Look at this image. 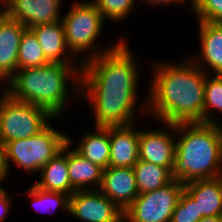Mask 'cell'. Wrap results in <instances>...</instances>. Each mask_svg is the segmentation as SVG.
<instances>
[{
    "label": "cell",
    "mask_w": 222,
    "mask_h": 222,
    "mask_svg": "<svg viewBox=\"0 0 222 222\" xmlns=\"http://www.w3.org/2000/svg\"><path fill=\"white\" fill-rule=\"evenodd\" d=\"M127 40L82 64L80 103H88L94 126H128L147 117V90L139 97L140 60Z\"/></svg>",
    "instance_id": "6da1fadb"
},
{
    "label": "cell",
    "mask_w": 222,
    "mask_h": 222,
    "mask_svg": "<svg viewBox=\"0 0 222 222\" xmlns=\"http://www.w3.org/2000/svg\"><path fill=\"white\" fill-rule=\"evenodd\" d=\"M153 60L147 91V118L164 123H204L208 75L190 58Z\"/></svg>",
    "instance_id": "7a4b0ae2"
},
{
    "label": "cell",
    "mask_w": 222,
    "mask_h": 222,
    "mask_svg": "<svg viewBox=\"0 0 222 222\" xmlns=\"http://www.w3.org/2000/svg\"><path fill=\"white\" fill-rule=\"evenodd\" d=\"M81 69L82 64L61 63L18 69L2 89L12 98L46 109L60 119L73 101L81 102Z\"/></svg>",
    "instance_id": "3957f363"
},
{
    "label": "cell",
    "mask_w": 222,
    "mask_h": 222,
    "mask_svg": "<svg viewBox=\"0 0 222 222\" xmlns=\"http://www.w3.org/2000/svg\"><path fill=\"white\" fill-rule=\"evenodd\" d=\"M222 176V125L176 124L172 179L186 184Z\"/></svg>",
    "instance_id": "277c9868"
},
{
    "label": "cell",
    "mask_w": 222,
    "mask_h": 222,
    "mask_svg": "<svg viewBox=\"0 0 222 222\" xmlns=\"http://www.w3.org/2000/svg\"><path fill=\"white\" fill-rule=\"evenodd\" d=\"M72 3L69 10L63 14L61 21L64 26L67 47L81 64L111 51L123 39H126L124 35H121L109 45L104 43L107 45L104 46L100 41L103 26L106 23L102 13L91 0H75Z\"/></svg>",
    "instance_id": "5b68a950"
},
{
    "label": "cell",
    "mask_w": 222,
    "mask_h": 222,
    "mask_svg": "<svg viewBox=\"0 0 222 222\" xmlns=\"http://www.w3.org/2000/svg\"><path fill=\"white\" fill-rule=\"evenodd\" d=\"M56 119L32 137L15 139L3 145L9 175L12 174L10 170L14 164L28 176L39 173L44 165L62 151L68 143V135L54 127L52 123Z\"/></svg>",
    "instance_id": "8992f818"
},
{
    "label": "cell",
    "mask_w": 222,
    "mask_h": 222,
    "mask_svg": "<svg viewBox=\"0 0 222 222\" xmlns=\"http://www.w3.org/2000/svg\"><path fill=\"white\" fill-rule=\"evenodd\" d=\"M0 143L26 139L43 130L55 117L46 109L12 98L0 88Z\"/></svg>",
    "instance_id": "52a82bcc"
},
{
    "label": "cell",
    "mask_w": 222,
    "mask_h": 222,
    "mask_svg": "<svg viewBox=\"0 0 222 222\" xmlns=\"http://www.w3.org/2000/svg\"><path fill=\"white\" fill-rule=\"evenodd\" d=\"M183 190L184 184L173 180L162 188L139 194L123 212V222H171Z\"/></svg>",
    "instance_id": "ba28073f"
},
{
    "label": "cell",
    "mask_w": 222,
    "mask_h": 222,
    "mask_svg": "<svg viewBox=\"0 0 222 222\" xmlns=\"http://www.w3.org/2000/svg\"><path fill=\"white\" fill-rule=\"evenodd\" d=\"M160 128L141 129L139 136V159L158 166H174L176 124L153 121Z\"/></svg>",
    "instance_id": "9c48e42d"
},
{
    "label": "cell",
    "mask_w": 222,
    "mask_h": 222,
    "mask_svg": "<svg viewBox=\"0 0 222 222\" xmlns=\"http://www.w3.org/2000/svg\"><path fill=\"white\" fill-rule=\"evenodd\" d=\"M69 216L81 222H123V212L99 189L69 196Z\"/></svg>",
    "instance_id": "30bf717a"
},
{
    "label": "cell",
    "mask_w": 222,
    "mask_h": 222,
    "mask_svg": "<svg viewBox=\"0 0 222 222\" xmlns=\"http://www.w3.org/2000/svg\"><path fill=\"white\" fill-rule=\"evenodd\" d=\"M64 0H0V10L27 29L62 20Z\"/></svg>",
    "instance_id": "8fae6325"
},
{
    "label": "cell",
    "mask_w": 222,
    "mask_h": 222,
    "mask_svg": "<svg viewBox=\"0 0 222 222\" xmlns=\"http://www.w3.org/2000/svg\"><path fill=\"white\" fill-rule=\"evenodd\" d=\"M200 50L189 57L207 74L222 75V23L198 21Z\"/></svg>",
    "instance_id": "7c38bea8"
},
{
    "label": "cell",
    "mask_w": 222,
    "mask_h": 222,
    "mask_svg": "<svg viewBox=\"0 0 222 222\" xmlns=\"http://www.w3.org/2000/svg\"><path fill=\"white\" fill-rule=\"evenodd\" d=\"M26 27L6 16L0 10V86L5 84L18 70V51ZM4 83V84H3Z\"/></svg>",
    "instance_id": "4fadbf2b"
},
{
    "label": "cell",
    "mask_w": 222,
    "mask_h": 222,
    "mask_svg": "<svg viewBox=\"0 0 222 222\" xmlns=\"http://www.w3.org/2000/svg\"><path fill=\"white\" fill-rule=\"evenodd\" d=\"M99 190L124 212L139 195L133 168L108 167L104 169Z\"/></svg>",
    "instance_id": "5bb4252c"
},
{
    "label": "cell",
    "mask_w": 222,
    "mask_h": 222,
    "mask_svg": "<svg viewBox=\"0 0 222 222\" xmlns=\"http://www.w3.org/2000/svg\"><path fill=\"white\" fill-rule=\"evenodd\" d=\"M138 127L137 124L109 127L111 149L109 167L133 168L137 163L140 136V128Z\"/></svg>",
    "instance_id": "9a60e30c"
},
{
    "label": "cell",
    "mask_w": 222,
    "mask_h": 222,
    "mask_svg": "<svg viewBox=\"0 0 222 222\" xmlns=\"http://www.w3.org/2000/svg\"><path fill=\"white\" fill-rule=\"evenodd\" d=\"M37 37L45 58L50 63L81 64L70 52L61 20L30 28Z\"/></svg>",
    "instance_id": "2e32d148"
},
{
    "label": "cell",
    "mask_w": 222,
    "mask_h": 222,
    "mask_svg": "<svg viewBox=\"0 0 222 222\" xmlns=\"http://www.w3.org/2000/svg\"><path fill=\"white\" fill-rule=\"evenodd\" d=\"M71 137L68 134L67 165L71 186L75 190H98L104 169L76 152L73 149L75 141Z\"/></svg>",
    "instance_id": "e0dca14e"
},
{
    "label": "cell",
    "mask_w": 222,
    "mask_h": 222,
    "mask_svg": "<svg viewBox=\"0 0 222 222\" xmlns=\"http://www.w3.org/2000/svg\"><path fill=\"white\" fill-rule=\"evenodd\" d=\"M184 190L197 203L198 215L202 218L222 216V176L188 182Z\"/></svg>",
    "instance_id": "ac0fdd59"
},
{
    "label": "cell",
    "mask_w": 222,
    "mask_h": 222,
    "mask_svg": "<svg viewBox=\"0 0 222 222\" xmlns=\"http://www.w3.org/2000/svg\"><path fill=\"white\" fill-rule=\"evenodd\" d=\"M33 184L45 191L62 192L71 196L76 190L71 186L67 165V144L62 151L44 165Z\"/></svg>",
    "instance_id": "d6986e66"
},
{
    "label": "cell",
    "mask_w": 222,
    "mask_h": 222,
    "mask_svg": "<svg viewBox=\"0 0 222 222\" xmlns=\"http://www.w3.org/2000/svg\"><path fill=\"white\" fill-rule=\"evenodd\" d=\"M93 130L86 131L81 140L73 148L82 157L103 169L109 167L110 140L109 127L94 126ZM95 130V131H94Z\"/></svg>",
    "instance_id": "ffe728a7"
},
{
    "label": "cell",
    "mask_w": 222,
    "mask_h": 222,
    "mask_svg": "<svg viewBox=\"0 0 222 222\" xmlns=\"http://www.w3.org/2000/svg\"><path fill=\"white\" fill-rule=\"evenodd\" d=\"M138 193H146L162 188L173 181L169 168L138 160L133 167Z\"/></svg>",
    "instance_id": "44dd1931"
},
{
    "label": "cell",
    "mask_w": 222,
    "mask_h": 222,
    "mask_svg": "<svg viewBox=\"0 0 222 222\" xmlns=\"http://www.w3.org/2000/svg\"><path fill=\"white\" fill-rule=\"evenodd\" d=\"M18 194L29 197L32 202L31 206L36 212L53 213L58 209L61 213L69 215V195L65 193L45 191L31 184L26 192H18Z\"/></svg>",
    "instance_id": "7402d4cb"
},
{
    "label": "cell",
    "mask_w": 222,
    "mask_h": 222,
    "mask_svg": "<svg viewBox=\"0 0 222 222\" xmlns=\"http://www.w3.org/2000/svg\"><path fill=\"white\" fill-rule=\"evenodd\" d=\"M217 115L222 116V75L208 74L205 81L204 123L222 125Z\"/></svg>",
    "instance_id": "603a6c76"
},
{
    "label": "cell",
    "mask_w": 222,
    "mask_h": 222,
    "mask_svg": "<svg viewBox=\"0 0 222 222\" xmlns=\"http://www.w3.org/2000/svg\"><path fill=\"white\" fill-rule=\"evenodd\" d=\"M50 63L43 53L36 35L31 29H25L18 51V69L39 67Z\"/></svg>",
    "instance_id": "cb8c5ba5"
},
{
    "label": "cell",
    "mask_w": 222,
    "mask_h": 222,
    "mask_svg": "<svg viewBox=\"0 0 222 222\" xmlns=\"http://www.w3.org/2000/svg\"><path fill=\"white\" fill-rule=\"evenodd\" d=\"M102 13L103 19L120 23L135 11L139 3L136 0H91ZM120 21V22H119Z\"/></svg>",
    "instance_id": "d4e9b609"
},
{
    "label": "cell",
    "mask_w": 222,
    "mask_h": 222,
    "mask_svg": "<svg viewBox=\"0 0 222 222\" xmlns=\"http://www.w3.org/2000/svg\"><path fill=\"white\" fill-rule=\"evenodd\" d=\"M190 11L197 21L222 23V0H194Z\"/></svg>",
    "instance_id": "484cf974"
},
{
    "label": "cell",
    "mask_w": 222,
    "mask_h": 222,
    "mask_svg": "<svg viewBox=\"0 0 222 222\" xmlns=\"http://www.w3.org/2000/svg\"><path fill=\"white\" fill-rule=\"evenodd\" d=\"M201 218L198 215L197 203L183 190L172 213L171 222H198Z\"/></svg>",
    "instance_id": "4316f807"
},
{
    "label": "cell",
    "mask_w": 222,
    "mask_h": 222,
    "mask_svg": "<svg viewBox=\"0 0 222 222\" xmlns=\"http://www.w3.org/2000/svg\"><path fill=\"white\" fill-rule=\"evenodd\" d=\"M12 193V195H11ZM9 193L5 186L0 188V222L6 221V217L9 216L11 212V207L14 205L13 192Z\"/></svg>",
    "instance_id": "83f0119b"
},
{
    "label": "cell",
    "mask_w": 222,
    "mask_h": 222,
    "mask_svg": "<svg viewBox=\"0 0 222 222\" xmlns=\"http://www.w3.org/2000/svg\"><path fill=\"white\" fill-rule=\"evenodd\" d=\"M143 2L145 1L144 3H147L148 6H151L154 7H162V6H171L172 4L174 5H180V4H185V3H189L187 4L189 6V10L191 9V6L193 5L194 3V0H139V2Z\"/></svg>",
    "instance_id": "f1b7e54d"
},
{
    "label": "cell",
    "mask_w": 222,
    "mask_h": 222,
    "mask_svg": "<svg viewBox=\"0 0 222 222\" xmlns=\"http://www.w3.org/2000/svg\"><path fill=\"white\" fill-rule=\"evenodd\" d=\"M8 176L9 174H8L7 167L5 164L4 147L0 143V188H1V185H3L2 183H4L6 179L9 178Z\"/></svg>",
    "instance_id": "f546056e"
},
{
    "label": "cell",
    "mask_w": 222,
    "mask_h": 222,
    "mask_svg": "<svg viewBox=\"0 0 222 222\" xmlns=\"http://www.w3.org/2000/svg\"><path fill=\"white\" fill-rule=\"evenodd\" d=\"M198 222H222V216L203 217Z\"/></svg>",
    "instance_id": "4dcf8cb0"
}]
</instances>
